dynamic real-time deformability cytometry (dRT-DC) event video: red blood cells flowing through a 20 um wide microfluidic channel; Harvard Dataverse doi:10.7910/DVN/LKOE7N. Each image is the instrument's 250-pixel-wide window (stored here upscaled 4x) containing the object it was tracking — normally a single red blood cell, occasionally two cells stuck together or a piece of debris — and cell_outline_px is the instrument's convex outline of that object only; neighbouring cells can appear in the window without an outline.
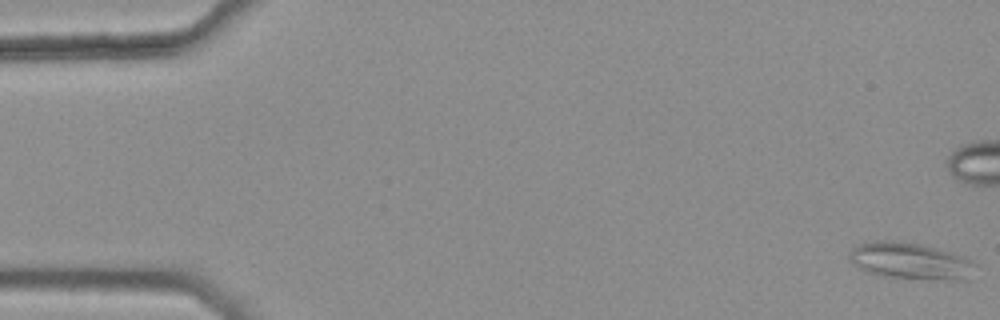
{"species": "common noctule bat (a hibernating species)", "species_latin": "Nyctalus noctula", "temperature_condition": "warm", "stored_images_in_passage": 14, "camera_frame_rate_fps": 3000, "um_per_image_px": 0.085, "animal": {"sex": "female", "body_mass_g": 25.1}, "frame": {"image": 1, "passage_image": 1, "time_ms": 0.0, "image_size_px": [1000, 320], "cell_outline_px": [[976, 264], [972, 280], [948, 280], [888, 276], [872, 272], [860, 268], [848, 260], [848, 256], [852, 248], [860, 244], [884, 240], [920, 244], [936, 248], [964, 256], [972, 260]], "centroid_in_image_um": [77.48, 22.19], "position_along_channel_um": 7.5, "area_um2": 26.59}}